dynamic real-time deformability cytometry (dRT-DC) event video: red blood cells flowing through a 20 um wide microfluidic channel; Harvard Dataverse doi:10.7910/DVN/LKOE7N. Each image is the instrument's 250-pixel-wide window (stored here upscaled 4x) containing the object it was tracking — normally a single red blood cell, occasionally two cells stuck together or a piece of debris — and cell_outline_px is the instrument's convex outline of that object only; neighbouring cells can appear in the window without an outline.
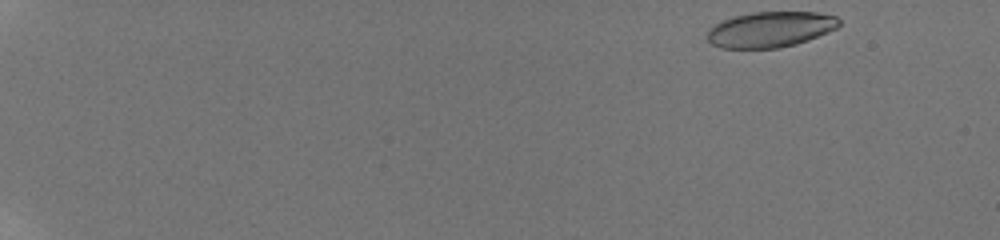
{"species": "human", "species_latin": "Homo sapiens", "temperature_condition": "room temperature", "stored_images_in_passage": 37, "camera_frame_rate_fps": 3000, "um_per_image_px": 0.085, "donor": {"sex": "male"}, "frame": {"image": 1, "passage_image": 1, "time_ms": 0.0, "image_size_px": [1000, 240], "cell_outline_px": [[840, 24], [836, 28], [828, 32], [808, 40], [796, 44], [780, 48], [720, 48], [712, 44], [708, 40], [708, 28], [720, 20], [752, 12], [816, 12], [836, 16], [840, 20]], "centroid_in_image_um": [65.47, 2.5], "position_along_channel_um": 19.5, "area_um2": 27.46}}
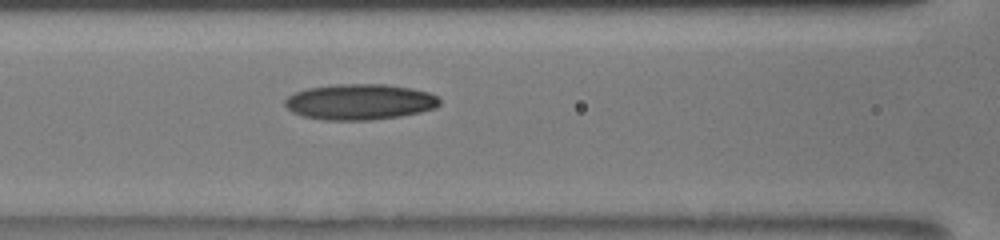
{"frame": {"image": 2, "passage_image": 20, "time_ms": 7.667, "image_size_px": [1000, 240], "cell_outline_px": [[440, 104], [436, 108], [420, 112], [400, 116], [372, 120], [324, 120], [304, 116], [292, 112], [284, 104], [284, 100], [288, 96], [296, 92], [308, 88], [336, 84], [384, 84], [412, 88], [428, 92], [436, 96], [440, 100]], "centroid_in_image_um": [30.59, 8.66], "position_along_channel_um": 136.0, "area_um2": 32.25}}
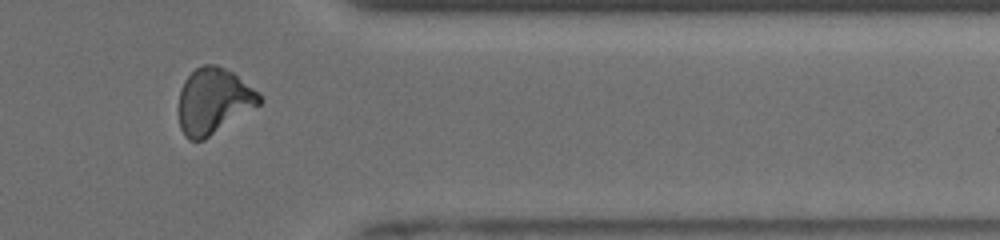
{"frame": {"image": 3, "passage_image": 34, "time_ms": 14.333, "image_size_px": [1000, 240], "cell_outline_px": [[264, 100], [260, 104], [204, 140], [188, 140], [184, 136], [180, 128], [180, 88], [184, 80], [196, 68], [204, 64], [216, 64], [232, 72], [260, 92]], "centroid_in_image_um": [18.17, 8.58], "position_along_channel_um": 393.2, "area_um2": 30.87}, "authors_computed_cell_mechanics": {"area_um2": 29.9982, "velocity_mm_per_s": 3.9342, "shape_relaxation_time_tau1_ms": null, "shape_relaxation_time_tau2_ms": 3.3215, "deformation_change_tau1": null, "deformation_change_tau2": 0.1091}}